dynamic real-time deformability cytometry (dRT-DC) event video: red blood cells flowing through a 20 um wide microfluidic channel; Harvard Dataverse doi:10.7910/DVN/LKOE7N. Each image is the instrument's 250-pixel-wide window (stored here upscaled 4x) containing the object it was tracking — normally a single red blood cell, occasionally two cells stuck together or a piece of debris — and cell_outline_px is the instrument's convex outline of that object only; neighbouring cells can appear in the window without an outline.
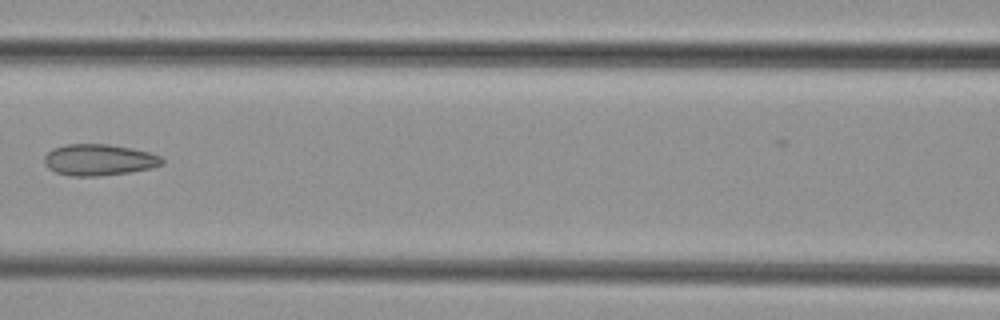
{"species": "common noctule bat (a hibernating species)", "species_latin": "Nyctalus noctula", "temperature_condition": "cold", "stored_images_in_passage": 6, "camera_frame_rate_fps": 3000, "um_per_image_px": 0.085, "animal": {"sex": "female", "body_mass_g": 29.2, "forearm_length_mm": 56.3}, "frame": {"image": 1, "passage_image": 5, "time_ms": 5.0, "image_size_px": [1000, 320], "cell_outline_px": [[164, 164], [152, 168], [132, 172], [100, 176], [72, 176], [56, 172], [48, 168], [44, 164], [44, 156], [52, 148], [64, 144], [108, 144], [132, 148], [148, 152], [160, 156], [164, 160]], "centroid_in_image_um": [8.41, 13.59], "position_along_channel_um": 158.2, "area_um2": 21.73}}
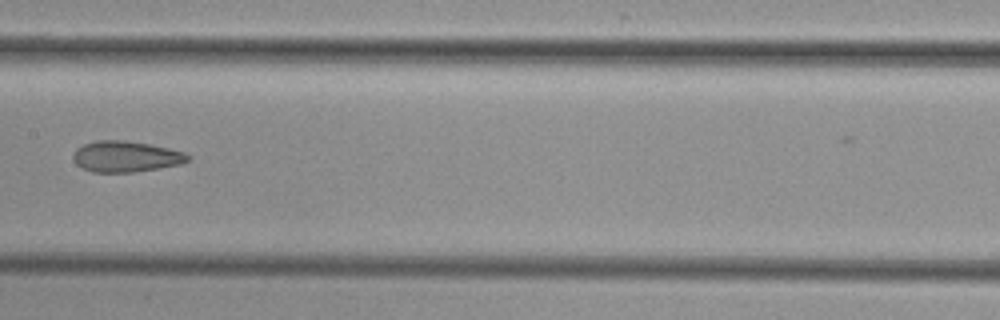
{"frame": {"image": 2, "passage_image": 6, "time_ms": 6.0, "image_size_px": [1000, 320], "cell_outline_px": [[188, 160], [180, 164], [160, 168], [132, 172], [92, 172], [76, 164], [72, 156], [76, 148], [84, 144], [96, 140], [124, 140], [148, 144], [168, 148], [184, 152], [188, 156]], "centroid_in_image_um": [10.66, 13.3], "position_along_channel_um": 196.7, "area_um2": 20.52}}